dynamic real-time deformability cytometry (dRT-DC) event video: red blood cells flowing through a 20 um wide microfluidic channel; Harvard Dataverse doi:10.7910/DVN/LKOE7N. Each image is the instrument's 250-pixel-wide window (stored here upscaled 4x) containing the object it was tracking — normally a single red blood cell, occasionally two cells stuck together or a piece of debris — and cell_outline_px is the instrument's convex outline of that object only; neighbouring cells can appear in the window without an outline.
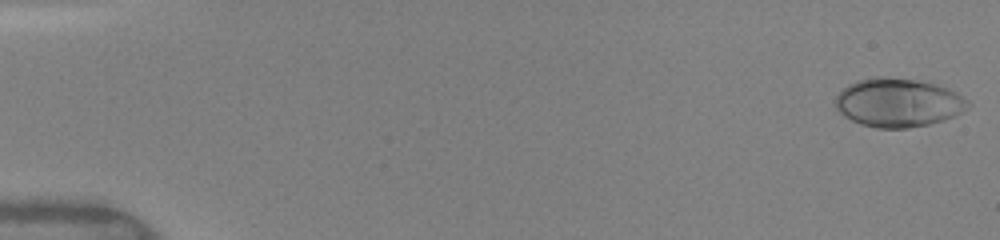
{"species": "human", "species_latin": "Homo sapiens", "temperature_condition": "warm", "stored_images_in_passage": 40, "camera_frame_rate_fps": 3000, "um_per_image_px": 0.085, "donor": {"sex": "female"}, "frame": {"image": 1, "passage_image": 1, "time_ms": 0.0, "image_size_px": [1000, 240], "cell_outline_px": [[972, 104], [968, 108], [952, 116], [928, 124], [908, 128], [876, 128], [860, 124], [844, 116], [836, 108], [832, 100], [848, 84], [856, 80], [876, 76], [884, 76], [916, 80], [948, 88], [956, 92], [968, 100]], "centroid_in_image_um": [76.3, 8.71], "position_along_channel_um": 8.7, "area_um2": 37.57}}
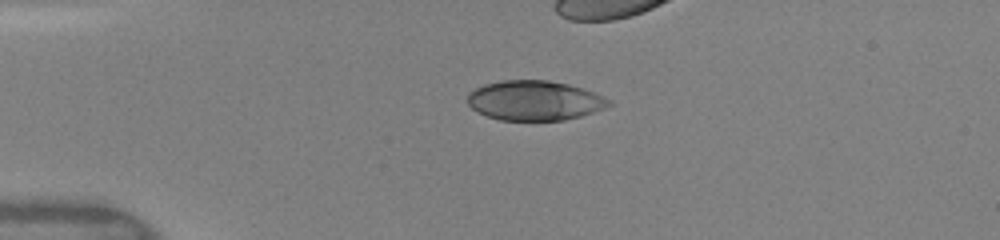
{"frame": {"image": 2, "passage_image": 12, "time_ms": 3.667, "image_size_px": [1000, 240], "cell_outline_px": [[612, 104], [604, 108], [580, 116], [564, 120], [500, 120], [488, 116], [472, 108], [468, 104], [468, 92], [484, 84], [500, 80], [548, 80], [568, 84], [604, 96], [612, 100]], "centroid_in_image_um": [45.43, 8.54], "position_along_channel_um": 39.6, "area_um2": 32.6}}
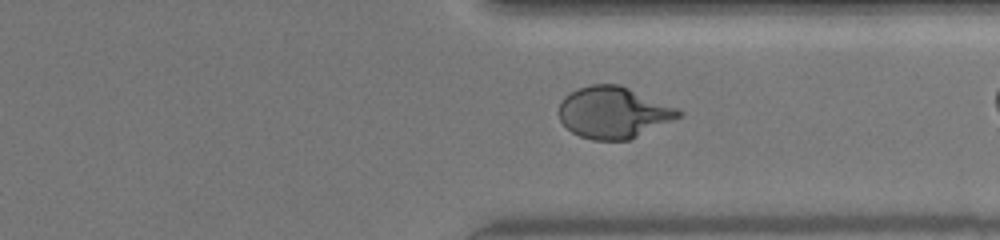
{"frame": {"image": 3, "passage_image": 38, "time_ms": 12.333, "image_size_px": [1000, 240], "cell_outline_px": [[684, 112], [680, 116], [672, 120], [628, 140], [592, 140], [580, 136], [572, 132], [560, 120], [560, 104], [564, 96], [580, 88], [592, 84], [620, 84], [680, 108]], "centroid_in_image_um": [52.17, 9.55], "position_along_channel_um": 359.2, "area_um2": 35.72}}